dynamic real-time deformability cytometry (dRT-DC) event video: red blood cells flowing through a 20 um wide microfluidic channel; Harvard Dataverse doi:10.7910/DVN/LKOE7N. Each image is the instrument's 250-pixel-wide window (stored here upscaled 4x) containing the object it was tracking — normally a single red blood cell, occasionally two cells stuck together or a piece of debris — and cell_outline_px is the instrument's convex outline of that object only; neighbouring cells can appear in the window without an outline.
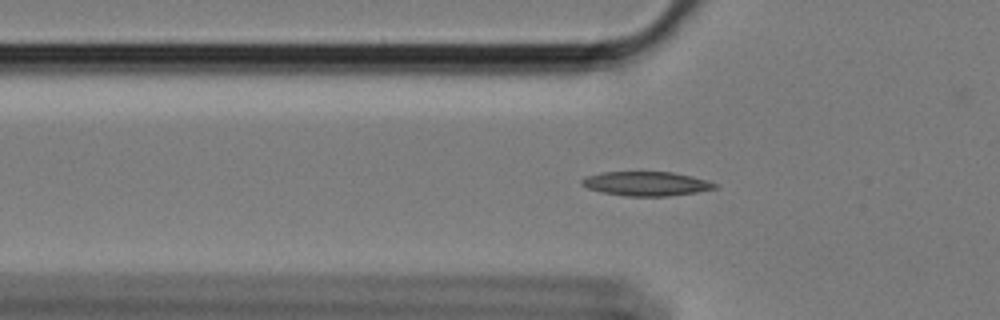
{"species": "Egyptian fruit bat (a non-hibernating species)", "species_latin": "Rousettus aegyptiacus", "temperature_condition": "cold", "stored_images_in_passage": 47, "camera_frame_rate_fps": 3000, "um_per_image_px": 0.085, "animal": {"sex": "female"}, "frame": {"image": 1, "passage_image": 7, "time_ms": 2.0, "image_size_px": [1000, 320], "cell_outline_px": [[716, 188], [696, 192], [668, 196], [624, 196], [600, 192], [588, 188], [580, 184], [580, 180], [588, 176], [600, 172], [672, 172], [692, 176], [708, 180], [716, 184]], "centroid_in_image_um": [54.9, 15.61], "position_along_channel_um": 70.9, "area_um2": 18.79}}
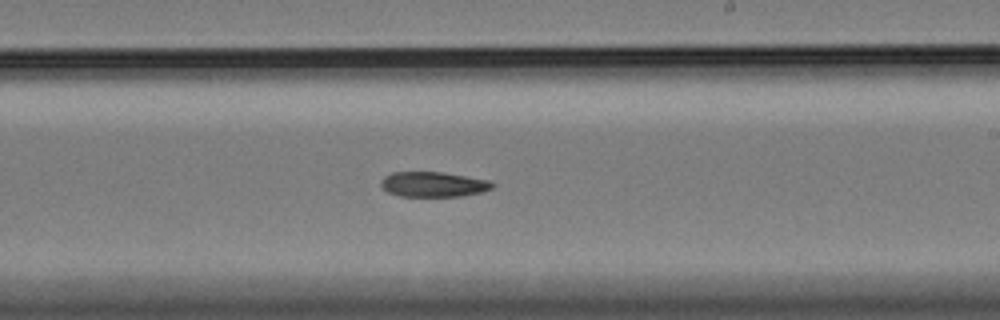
{"frame": {"image": 2, "passage_image": 23, "time_ms": 7.333, "image_size_px": [1000, 320], "cell_outline_px": [[496, 184], [492, 188], [480, 192], [460, 196], [400, 196], [388, 192], [380, 184], [380, 180], [384, 176], [392, 172], [444, 172], [488, 180]], "centroid_in_image_um": [36.82, 15.66], "position_along_channel_um": 252.2, "area_um2": 16.24}}
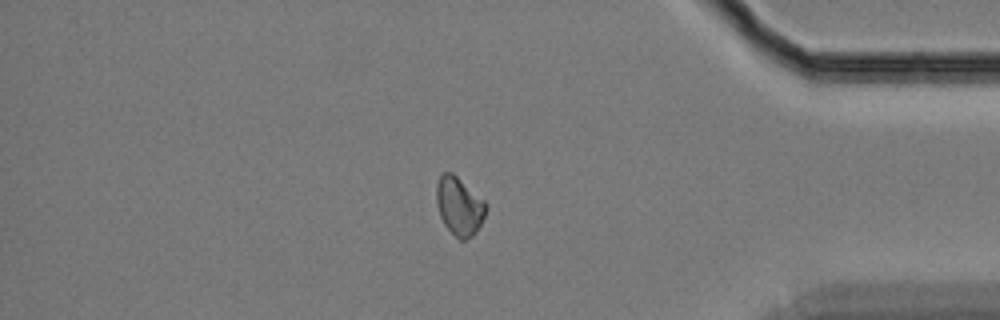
{"frame": {"image": 3, "passage_image": 38, "time_ms": 12.333, "image_size_px": [1000, 320], "cell_outline_px": [[488, 208], [476, 232], [472, 236], [464, 240], [460, 240], [444, 224], [440, 216], [436, 200], [436, 184], [440, 176], [444, 172], [452, 172], [484, 200], [488, 204]], "centroid_in_image_um": [39.04, 17.51], "position_along_channel_um": 396.2, "area_um2": 16.7}, "authors_computed_cell_mechanics": {"area_um2": 17.1088, "velocity_mm_per_s": 3.3909, "shape_relaxation_time_tau1_ms": 7.5109, "shape_relaxation_time_tau2_ms": null, "deformation_change_tau1": 0.1229, "deformation_change_tau2": null}}